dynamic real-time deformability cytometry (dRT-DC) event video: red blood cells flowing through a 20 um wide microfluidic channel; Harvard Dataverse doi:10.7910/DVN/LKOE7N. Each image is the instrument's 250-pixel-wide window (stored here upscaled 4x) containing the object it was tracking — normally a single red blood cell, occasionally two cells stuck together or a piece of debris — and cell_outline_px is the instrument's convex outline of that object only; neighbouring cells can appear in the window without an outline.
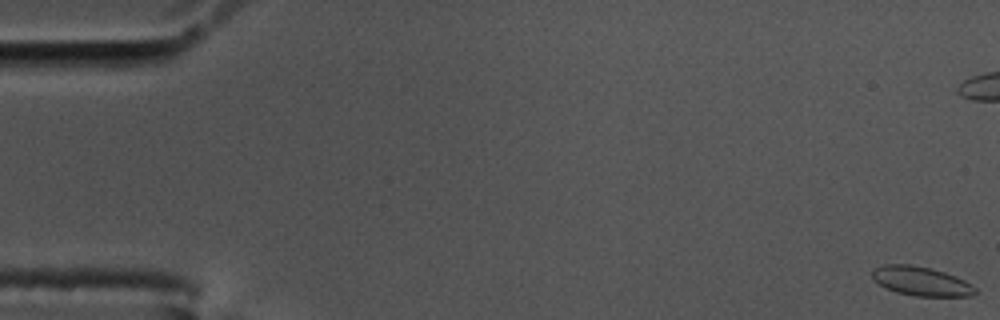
{"species": "common noctule bat (a hibernating species)", "species_latin": "Nyctalus noctula", "temperature_condition": "cold", "stored_images_in_passage": 60, "camera_frame_rate_fps": 3000, "um_per_image_px": 0.085, "animal": {"sex": "male", "body_mass_g": 17.5, "forearm_length_mm": 52.3}, "frame": {"image": 1, "passage_image": 1, "time_ms": 0.0, "image_size_px": [1000, 320], "cell_outline_px": [[976, 292], [972, 296], [916, 296], [896, 292], [880, 284], [872, 276], [872, 268], [884, 264], [908, 264], [928, 268], [944, 272], [964, 280], [972, 284], [976, 288]], "centroid_in_image_um": [78.3, 23.9], "position_along_channel_um": 6.7, "area_um2": 17.28}}
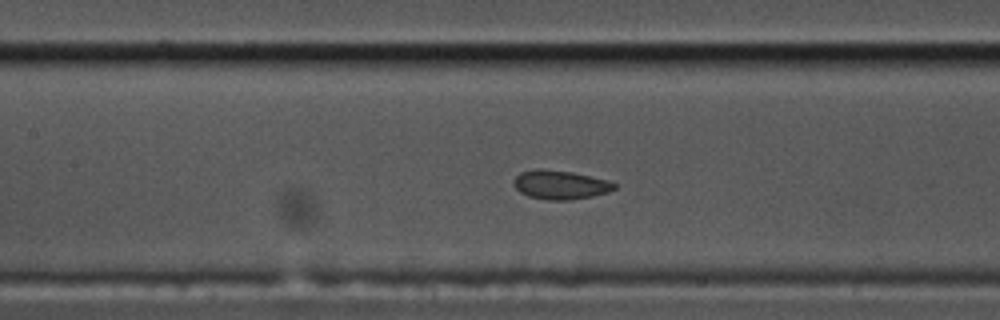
{"frame": {"image": 2, "passage_image": 27, "time_ms": 8.667, "image_size_px": [1000, 320], "cell_outline_px": [[616, 188], [608, 192], [592, 196], [568, 200], [548, 200], [528, 196], [520, 192], [512, 184], [512, 180], [520, 172], [536, 168], [540, 168], [572, 172], [608, 180], [616, 184]], "centroid_in_image_um": [47.59, 15.7], "position_along_channel_um": 159.8, "area_um2": 17.05}}
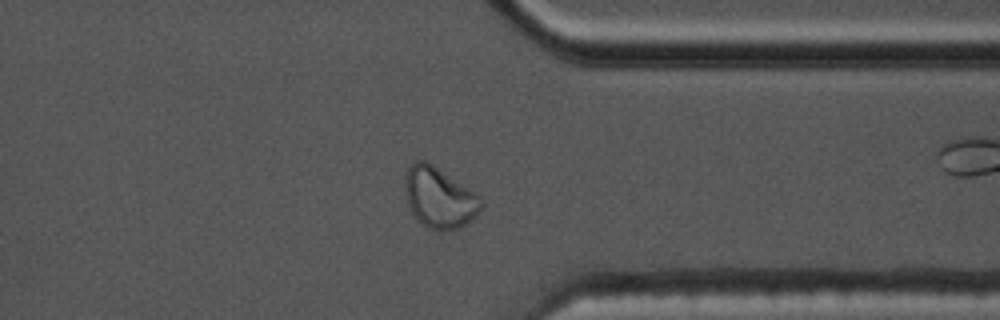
{"frame": {"image": 3, "passage_image": 46, "time_ms": 15.0, "image_size_px": [1000, 320], "cell_outline_px": [[484, 204], [476, 216], [460, 228], [444, 232], [440, 232], [428, 228], [412, 212], [408, 204], [404, 188], [404, 176], [408, 168], [416, 160], [424, 160], [432, 164], [480, 196]], "centroid_in_image_um": [37.34, 16.82], "position_along_channel_um": 374.1, "area_um2": 26.88}, "authors_computed_cell_mechanics": {"area_um2": 17.5712, "velocity_mm_per_s": 3.4425, "shape_relaxation_time_tau1_ms": 8.6125, "shape_relaxation_time_tau2_ms": null, "deformation_change_tau1": 0.1838, "deformation_change_tau2": null}}